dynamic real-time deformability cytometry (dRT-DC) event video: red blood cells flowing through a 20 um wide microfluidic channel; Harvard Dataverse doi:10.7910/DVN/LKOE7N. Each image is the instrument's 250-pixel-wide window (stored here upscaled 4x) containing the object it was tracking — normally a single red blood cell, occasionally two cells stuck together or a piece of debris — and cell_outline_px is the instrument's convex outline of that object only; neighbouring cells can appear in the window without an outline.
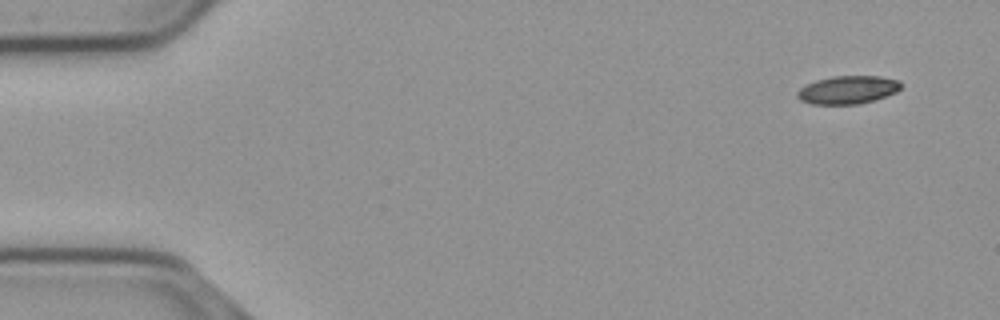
{"species": "common noctule bat (a hibernating species)", "species_latin": "Nyctalus noctula", "temperature_condition": "cold", "stored_images_in_passage": 54, "camera_frame_rate_fps": 3000, "um_per_image_px": 0.085, "animal": {"sex": "male", "body_mass_g": 23.1, "forearm_length_mm": 52.7}, "frame": {"image": 1, "passage_image": 2, "time_ms": 0.333, "image_size_px": [1000, 320], "cell_outline_px": [[904, 84], [896, 92], [860, 104], [812, 104], [800, 100], [796, 96], [796, 92], [800, 88], [816, 80], [832, 76], [880, 76], [900, 80]], "centroid_in_image_um": [72.07, 7.63], "position_along_channel_um": 12.9, "area_um2": 16.99}}
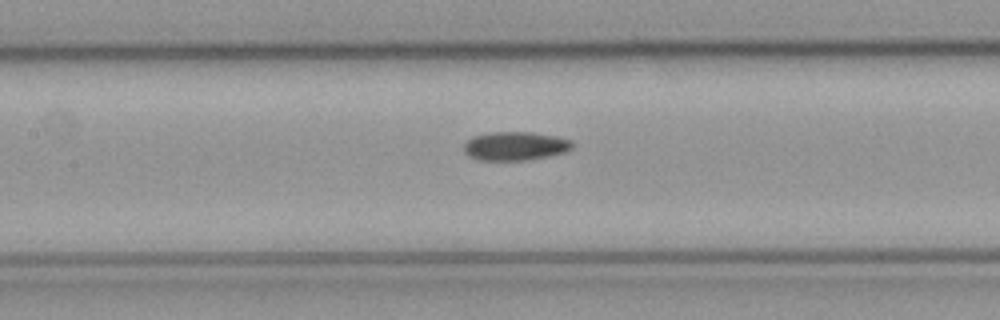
{"frame": {"image": 2, "passage_image": 24, "time_ms": 7.667, "image_size_px": [1000, 320], "cell_outline_px": [[572, 148], [568, 152], [548, 156], [524, 160], [480, 160], [464, 152], [464, 144], [472, 136], [488, 132], [532, 132], [556, 136], [572, 140]], "centroid_in_image_um": [43.81, 12.4], "position_along_channel_um": 163.6, "area_um2": 18.15}}
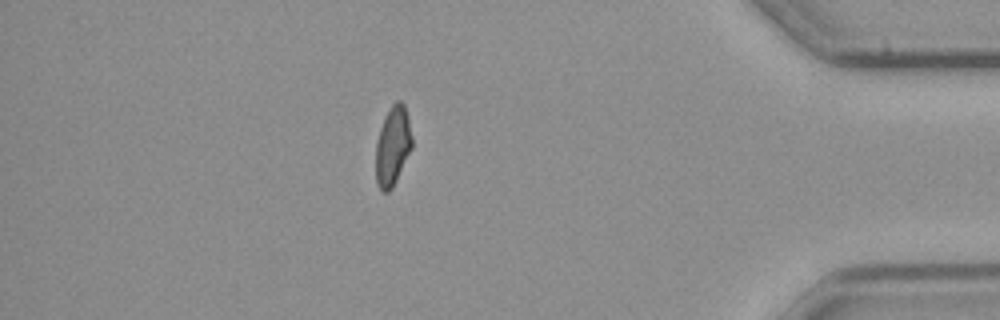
{"frame": {"image": 3, "passage_image": 47, "time_ms": 15.333, "image_size_px": [1000, 320], "cell_outline_px": [[412, 148], [392, 188], [388, 192], [384, 192], [380, 188], [376, 180], [376, 144], [380, 128], [384, 116], [392, 104], [396, 100], [400, 100], [404, 104], [408, 116], [412, 136]], "centroid_in_image_um": [33.39, 12.37], "position_along_channel_um": 401.8, "area_um2": 16.7}, "authors_computed_cell_mechanics": {"area_um2": 17.5712, "velocity_mm_per_s": 3.683, "shape_relaxation_time_tau1_ms": null, "shape_relaxation_time_tau2_ms": 5.7229, "deformation_change_tau1": null, "deformation_change_tau2": 0.1109}}